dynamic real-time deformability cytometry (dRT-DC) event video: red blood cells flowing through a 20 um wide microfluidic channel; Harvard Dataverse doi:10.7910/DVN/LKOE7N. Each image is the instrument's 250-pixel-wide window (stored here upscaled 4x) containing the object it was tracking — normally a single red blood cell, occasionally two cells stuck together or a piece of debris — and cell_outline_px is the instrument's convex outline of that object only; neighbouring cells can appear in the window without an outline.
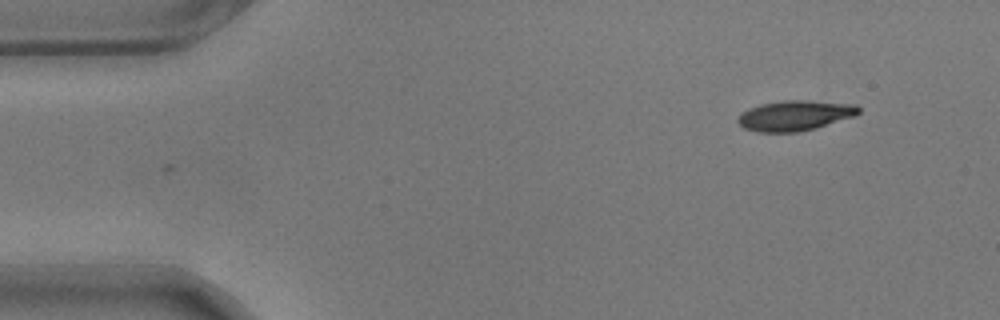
{"species": "common noctule bat (a hibernating species)", "species_latin": "Nyctalus noctula", "temperature_condition": "warm", "stored_images_in_passage": 2, "camera_frame_rate_fps": 3000, "um_per_image_px": 0.085, "animal": {"sex": "male", "body_mass_g": 17.9}, "frame": {"image": 1, "passage_image": 1, "time_ms": 0.0, "image_size_px": [1000, 320], "cell_outline_px": [[860, 112], [856, 116], [816, 128], [800, 132], [756, 132], [744, 128], [736, 120], [748, 108], [760, 104], [784, 100], [808, 100], [856, 104], [860, 108]], "centroid_in_image_um": [67.61, 9.82], "position_along_channel_um": 17.4, "area_um2": 21.44}}